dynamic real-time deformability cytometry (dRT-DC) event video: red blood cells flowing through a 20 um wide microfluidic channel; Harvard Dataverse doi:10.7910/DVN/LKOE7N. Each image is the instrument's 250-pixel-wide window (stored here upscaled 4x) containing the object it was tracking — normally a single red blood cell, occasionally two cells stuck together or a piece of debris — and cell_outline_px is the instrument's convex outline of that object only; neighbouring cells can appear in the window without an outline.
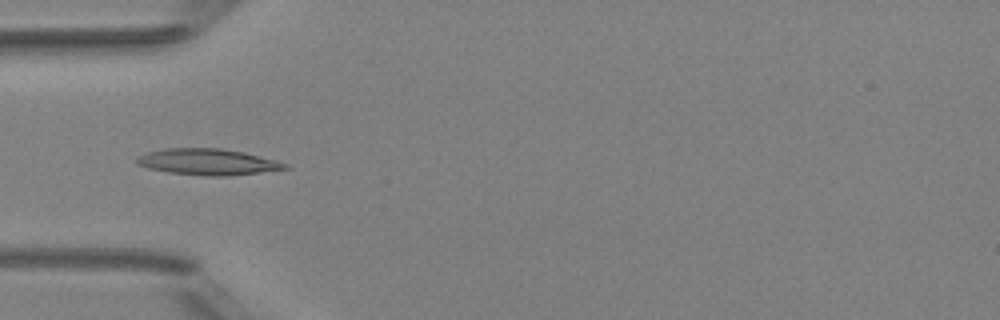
{"species": "Egyptian fruit bat (a non-hibernating species)", "species_latin": "Rousettus aegyptiacus", "temperature_condition": "room temperature", "stored_images_in_passage": 4, "camera_frame_rate_fps": 3000, "um_per_image_px": 0.085, "animal": {"sex": "female"}, "frame": {"image": 1, "passage_image": 4, "time_ms": 3.333, "image_size_px": [1000, 320], "cell_outline_px": [[292, 168], [228, 176], [208, 176], [168, 172], [148, 168], [136, 164], [136, 156], [148, 152], [164, 148], [220, 148], [244, 152], [276, 160], [288, 164]], "centroid_in_image_um": [17.66, 13.76], "position_along_channel_um": 67.3, "area_um2": 22.72}}